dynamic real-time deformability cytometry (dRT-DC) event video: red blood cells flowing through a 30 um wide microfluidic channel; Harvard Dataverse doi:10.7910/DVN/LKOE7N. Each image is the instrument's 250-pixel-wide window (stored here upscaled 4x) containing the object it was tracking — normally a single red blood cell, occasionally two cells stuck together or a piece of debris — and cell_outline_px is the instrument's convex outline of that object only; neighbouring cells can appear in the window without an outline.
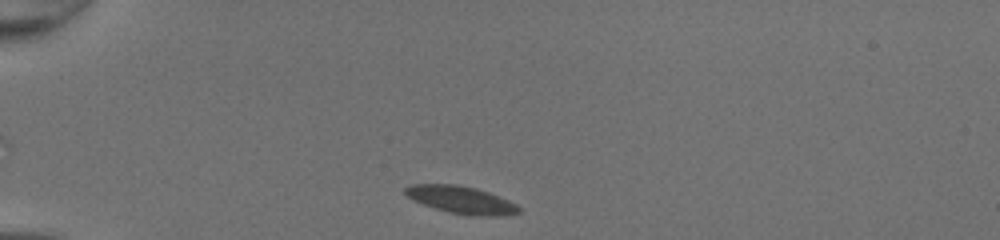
{"species": "common noctule bat (a hibernating species)", "species_latin": "Nyctalus noctula", "temperature_condition": "room temperature", "stored_images_in_passage": 32, "camera_frame_rate_fps": 3000, "um_per_image_px": 0.085, "animal": {"sex": "female", "body_mass_g": 20.0, "forearm_length_mm": 54.0}, "frame": {"image": 1, "passage_image": 1, "time_ms": 0.0, "image_size_px": [1000, 240], "cell_outline_px": [[520, 212], [488, 216], [484, 216], [448, 212], [424, 204], [408, 196], [404, 192], [404, 188], [412, 184], [452, 184], [476, 188], [488, 192], [508, 200], [516, 204], [520, 208]], "centroid_in_image_um": [39.18, 16.96], "position_along_channel_um": 45.8, "area_um2": 17.57}}
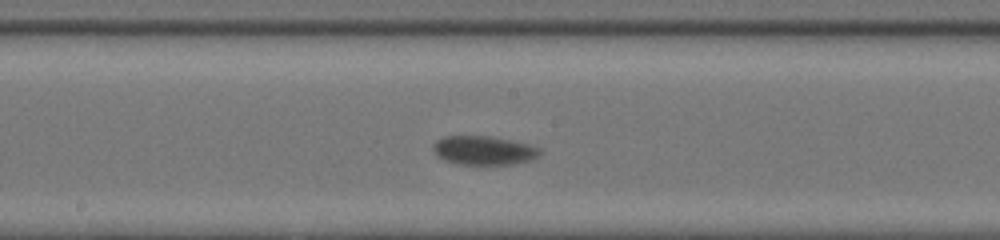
{"frame": {"image": 2, "passage_image": 16, "time_ms": 5.0, "image_size_px": [1000, 240], "cell_outline_px": [[540, 152], [532, 160], [512, 164], [460, 164], [444, 160], [432, 148], [436, 140], [444, 136], [492, 136], [528, 144], [540, 148]], "centroid_in_image_um": [41.12, 12.77], "position_along_channel_um": 207.1, "area_um2": 17.74}}
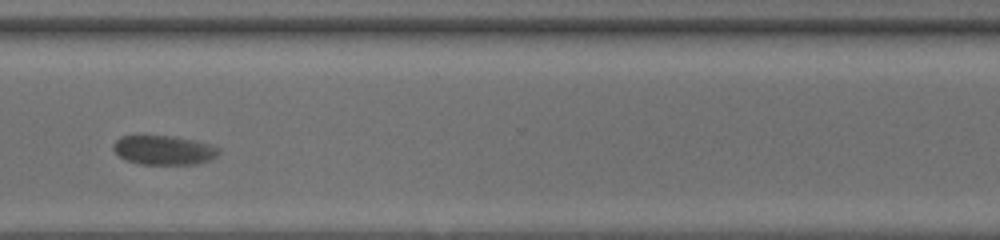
{"frame": {"image": 3, "passage_image": 27, "time_ms": 8.667, "image_size_px": [1000, 240], "cell_outline_px": [[220, 152], [216, 156], [208, 160], [192, 164], [140, 164], [128, 160], [120, 156], [112, 148], [112, 144], [120, 136], [176, 136], [208, 144], [220, 148]], "centroid_in_image_um": [13.9, 12.75], "position_along_channel_um": 356.7, "area_um2": 17.74}, "authors_computed_cell_mechanics": {"area_um2": 17.629, "velocity_mm_per_s": 4.0849, "shape_relaxation_time_tau1_ms": 1.9664, "shape_relaxation_time_tau2_ms": null, "deformation_change_tau1": 0.078, "deformation_change_tau2": null}}